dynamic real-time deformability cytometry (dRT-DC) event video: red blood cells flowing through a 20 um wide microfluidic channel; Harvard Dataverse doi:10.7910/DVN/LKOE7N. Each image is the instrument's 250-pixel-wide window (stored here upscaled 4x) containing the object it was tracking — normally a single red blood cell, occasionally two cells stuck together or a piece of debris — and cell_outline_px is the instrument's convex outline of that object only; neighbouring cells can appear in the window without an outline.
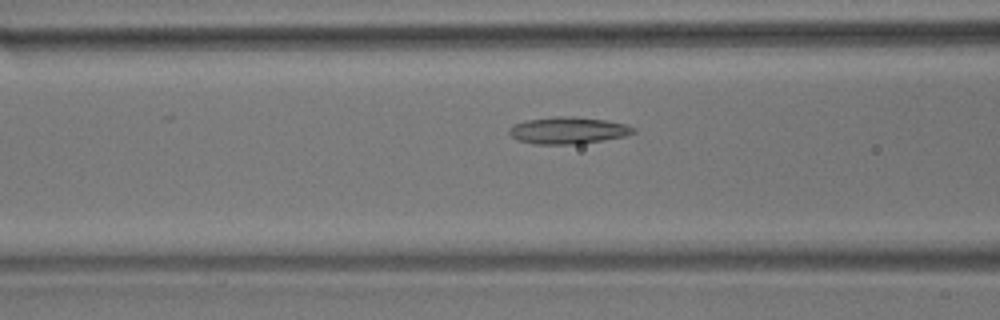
{"species": "common noctule bat (a hibernating species)", "species_latin": "Nyctalus noctula", "temperature_condition": "room temperature", "stored_images_in_passage": 41, "camera_frame_rate_fps": 3000, "um_per_image_px": 0.085, "animal": {"sex": "male", "body_mass_g": 17.9}, "frame": {"image": 1, "passage_image": 8, "time_ms": 2.333, "image_size_px": [1000, 320], "cell_outline_px": [[636, 132], [624, 136], [604, 140], [580, 144], [532, 144], [516, 140], [508, 132], [508, 128], [524, 120], [552, 116], [572, 116], [608, 120], [624, 124], [636, 128]], "centroid_in_image_um": [48.27, 11.08], "position_along_channel_um": 118.3, "area_um2": 19.71}}
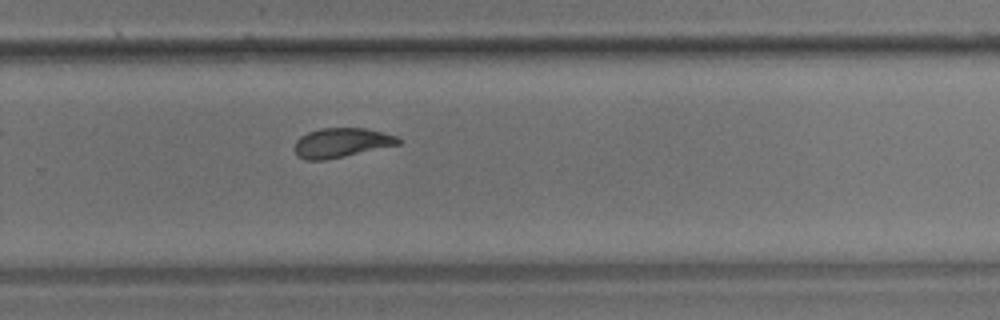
{"frame": {"image": 2, "passage_image": 23, "time_ms": 7.333, "image_size_px": [1000, 320], "cell_outline_px": [[400, 144], [344, 156], [324, 160], [304, 160], [296, 156], [296, 140], [300, 136], [308, 132], [320, 128], [364, 128], [384, 132], [396, 136], [400, 140]], "centroid_in_image_um": [29.0, 12.13], "position_along_channel_um": 300.8, "area_um2": 17.69}}
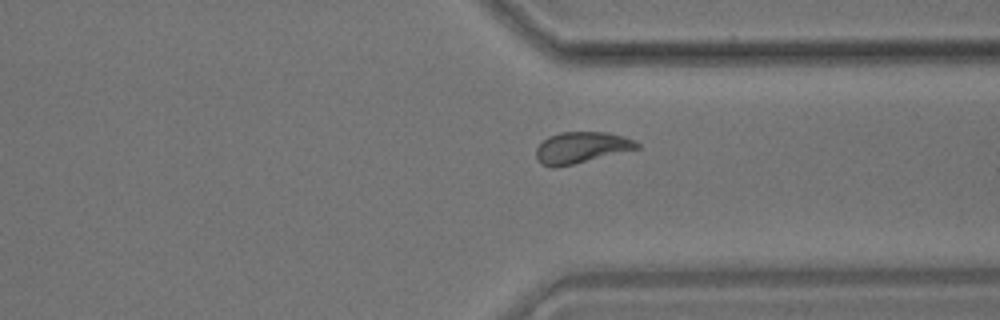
{"frame": {"image": 3, "passage_image": 28, "time_ms": 9.0, "image_size_px": [1000, 320], "cell_outline_px": [[640, 148], [556, 168], [552, 168], [540, 164], [536, 156], [536, 148], [548, 136], [560, 132], [604, 132], [636, 140], [640, 144]], "centroid_in_image_um": [49.39, 12.55], "position_along_channel_um": 362.0, "area_um2": 18.32}, "authors_computed_cell_mechanics": {"area_um2": 18.496, "velocity_mm_per_s": 3.6549, "shape_relaxation_time_tau1_ms": 5.0468, "shape_relaxation_time_tau2_ms": 2.1545, "deformation_change_tau1": 0.1509, "deformation_change_tau2": 0.0882}}